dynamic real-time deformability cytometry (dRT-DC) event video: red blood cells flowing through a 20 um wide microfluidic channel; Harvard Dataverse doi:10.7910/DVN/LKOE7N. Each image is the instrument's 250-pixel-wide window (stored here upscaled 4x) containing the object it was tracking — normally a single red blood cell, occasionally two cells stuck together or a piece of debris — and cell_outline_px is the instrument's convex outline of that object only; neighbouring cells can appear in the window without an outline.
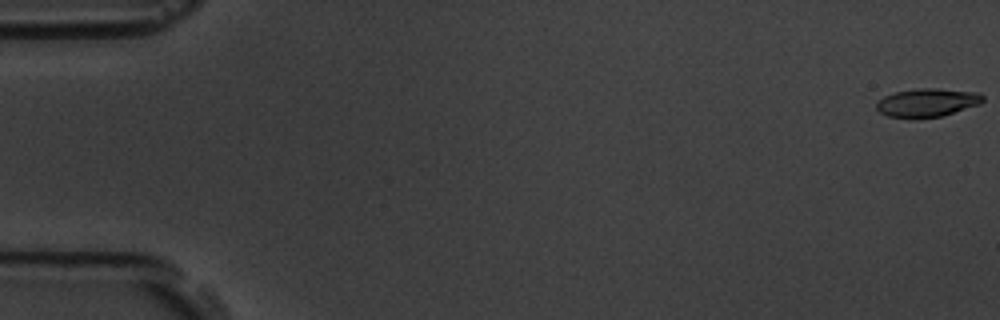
{"species": "common noctule bat (a hibernating species)", "species_latin": "Nyctalus noctula", "temperature_condition": "room temperature", "stored_images_in_passage": 5, "camera_frame_rate_fps": 3000, "um_per_image_px": 0.085, "animal": {"sex": "male", "body_mass_g": 19.5, "forearm_length_mm": 54.6}, "frame": {"image": 1, "passage_image": 1, "time_ms": 0.0, "image_size_px": [1000, 320], "cell_outline_px": [[984, 100], [980, 104], [940, 116], [912, 120], [888, 116], [880, 112], [876, 108], [876, 104], [884, 96], [896, 92], [920, 88], [936, 88], [980, 92], [984, 96]], "centroid_in_image_um": [78.82, 8.73], "position_along_channel_um": 6.2, "area_um2": 17.8}}
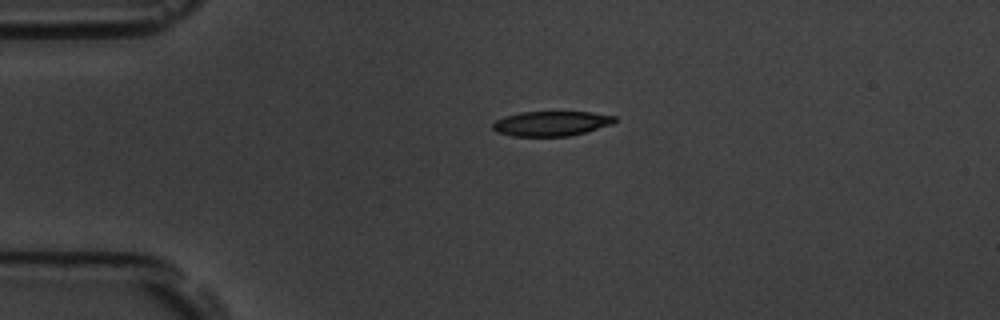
{"frame": {"image": 2, "passage_image": 4, "time_ms": 4.333, "image_size_px": [1000, 320], "cell_outline_px": [[616, 120], [612, 124], [584, 132], [568, 136], [512, 136], [496, 132], [492, 128], [492, 124], [496, 120], [504, 116], [520, 112], [588, 112], [616, 116]], "centroid_in_image_um": [46.81, 10.5], "position_along_channel_um": 38.2, "area_um2": 17.57}}